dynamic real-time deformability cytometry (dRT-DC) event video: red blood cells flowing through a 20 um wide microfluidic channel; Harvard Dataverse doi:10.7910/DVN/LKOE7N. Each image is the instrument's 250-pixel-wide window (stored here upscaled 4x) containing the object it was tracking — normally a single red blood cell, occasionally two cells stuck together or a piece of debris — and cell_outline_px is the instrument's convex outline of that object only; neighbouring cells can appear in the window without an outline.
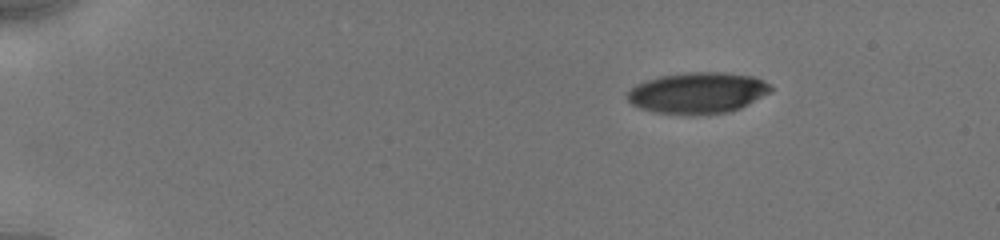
{"species": "human", "species_latin": "Homo sapiens", "temperature_condition": "cold", "stored_images_in_passage": 16, "camera_frame_rate_fps": 3000, "um_per_image_px": 0.085, "donor": {"sex": "male"}, "frame": {"image": 1, "passage_image": 1, "time_ms": 0.0, "image_size_px": [1000, 240], "cell_outline_px": [[772, 92], [740, 108], [728, 112], [696, 116], [692, 116], [656, 112], [640, 108], [632, 104], [628, 100], [628, 92], [636, 84], [660, 76], [688, 72], [720, 72], [752, 76], [768, 84], [772, 88]], "centroid_in_image_um": [59.31, 7.91], "position_along_channel_um": 25.7, "area_um2": 34.39}}
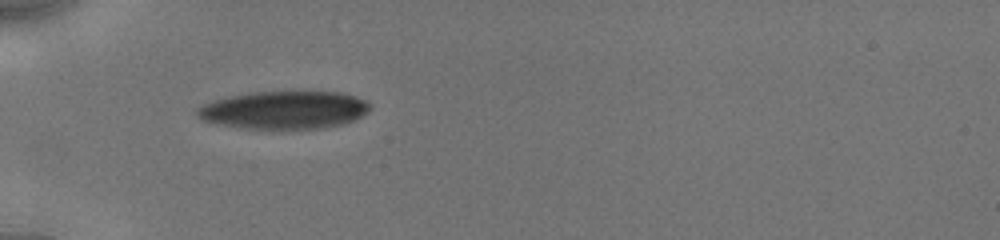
{"frame": {"image": 2, "passage_image": 15, "time_ms": 3.333, "image_size_px": [1000, 240], "cell_outline_px": [[368, 112], [344, 124], [324, 128], [280, 132], [244, 128], [204, 120], [196, 116], [196, 108], [204, 104], [216, 100], [232, 96], [252, 92], [340, 92], [356, 96], [368, 100]], "centroid_in_image_um": [24.19, 9.39], "position_along_channel_um": 60.8, "area_um2": 38.73}}